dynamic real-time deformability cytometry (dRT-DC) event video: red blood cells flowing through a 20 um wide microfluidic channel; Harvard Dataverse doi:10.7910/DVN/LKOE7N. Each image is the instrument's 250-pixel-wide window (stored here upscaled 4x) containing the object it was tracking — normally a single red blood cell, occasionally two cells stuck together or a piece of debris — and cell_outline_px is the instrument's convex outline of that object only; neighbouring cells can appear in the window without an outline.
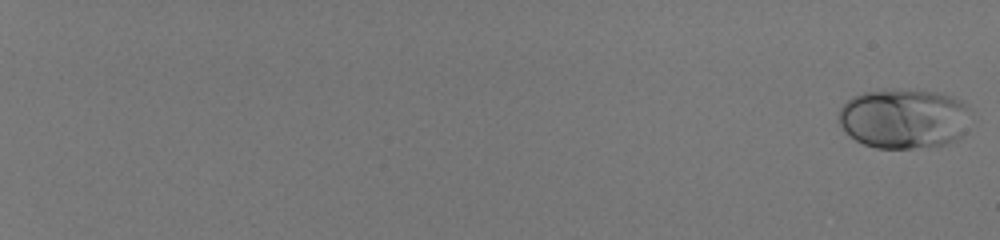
{"species": "human", "species_latin": "Homo sapiens", "temperature_condition": "room temperature", "stored_images_in_passage": 58, "camera_frame_rate_fps": 3000, "um_per_image_px": 0.085, "donor": {"sex": "male"}, "frame": {"image": 1, "passage_image": 1, "time_ms": 0.0, "image_size_px": [1000, 240], "cell_outline_px": [[972, 112], [964, 132], [956, 140], [944, 144], [912, 148], [876, 148], [864, 144], [848, 136], [844, 132], [836, 116], [840, 108], [852, 96], [864, 92], [892, 88], [936, 92], [960, 100], [972, 108]], "centroid_in_image_um": [76.81, 10.06], "position_along_channel_um": 8.2, "area_um2": 46.64}}
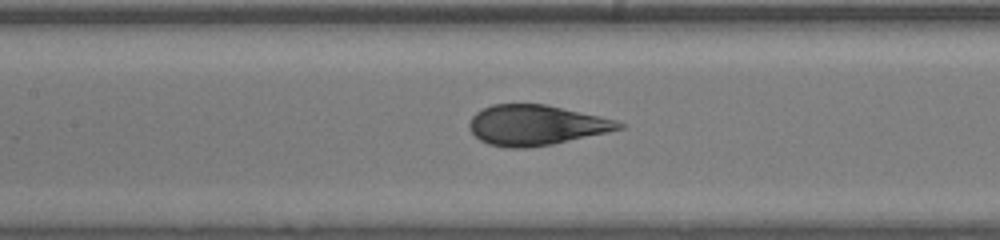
{"frame": {"image": 2, "passage_image": 34, "time_ms": 11.0, "image_size_px": [1000, 240], "cell_outline_px": [[628, 124], [624, 128], [608, 132], [552, 144], [528, 148], [508, 148], [488, 144], [480, 140], [468, 128], [468, 124], [472, 116], [476, 112], [492, 104], [544, 104], [600, 116], [616, 120]], "centroid_in_image_um": [45.56, 10.64], "position_along_channel_um": 161.8, "area_um2": 35.08}}
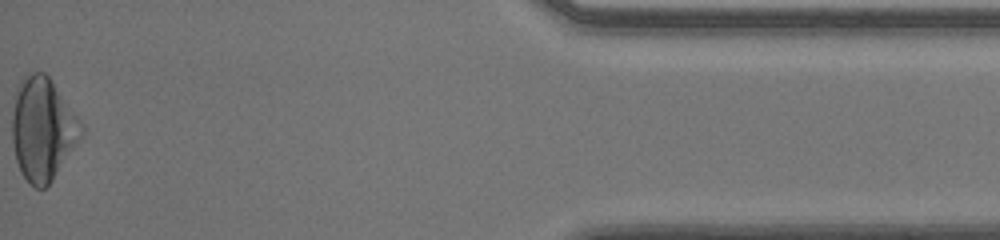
{"frame": {"image": 3, "passage_image": 58, "time_ms": 19.0, "image_size_px": [1000, 240], "cell_outline_px": [[84, 132], [52, 180], [44, 188], [36, 188], [20, 172], [16, 160], [12, 140], [12, 96], [20, 80], [28, 72], [44, 72], [52, 80], [84, 128]], "centroid_in_image_um": [3.58, 10.92], "position_along_channel_um": 431.6, "area_um2": 41.27}, "authors_computed_cell_mechanics": {"area_um2": 37.8301, "velocity_mm_per_s": 4.0752, "shape_relaxation_time_tau1_ms": 5.1025, "shape_relaxation_time_tau2_ms": null, "deformation_change_tau1": 0.1969, "deformation_change_tau2": null}}